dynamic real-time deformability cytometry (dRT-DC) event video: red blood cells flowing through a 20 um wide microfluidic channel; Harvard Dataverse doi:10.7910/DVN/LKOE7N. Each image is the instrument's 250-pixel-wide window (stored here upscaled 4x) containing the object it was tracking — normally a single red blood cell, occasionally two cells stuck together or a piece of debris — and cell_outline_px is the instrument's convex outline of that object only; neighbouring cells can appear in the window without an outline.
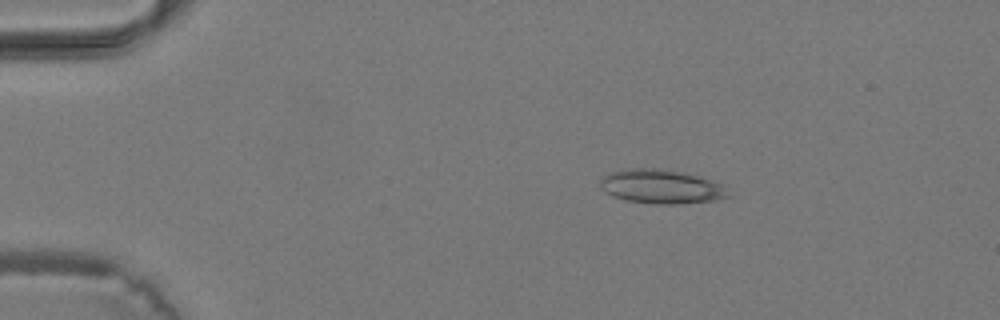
{"species": "common noctule bat (a hibernating species)", "species_latin": "Nyctalus noctula", "temperature_condition": "warm", "stored_images_in_passage": 35, "camera_frame_rate_fps": 3000, "um_per_image_px": 0.085, "animal": {"sex": "male", "body_mass_g": 19.2, "forearm_length_mm": 51.8}, "frame": {"image": 1, "passage_image": 2, "time_ms": 0.333, "image_size_px": [1000, 320], "cell_outline_px": [[732, 196], [716, 200], [676, 204], [656, 204], [624, 200], [612, 196], [604, 192], [600, 188], [600, 180], [604, 176], [612, 172], [632, 168], [652, 168], [676, 172], [696, 176], [720, 184]], "centroid_in_image_um": [56.15, 15.89], "position_along_channel_um": 28.8, "area_um2": 24.97}}
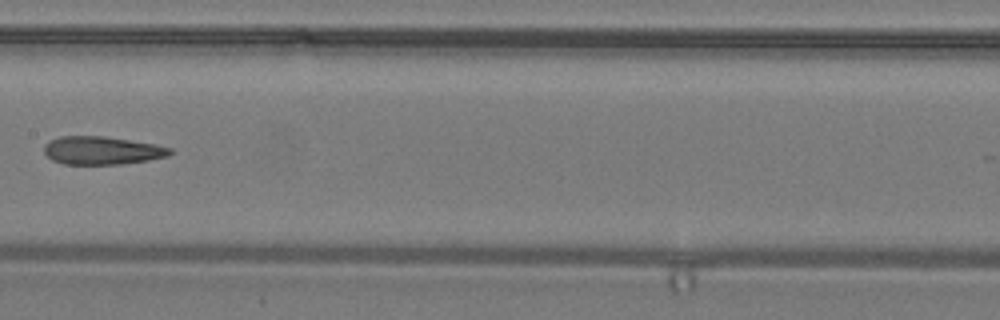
{"frame": {"image": 2, "passage_image": 16, "time_ms": 5.0, "image_size_px": [1000, 320], "cell_outline_px": [[172, 152], [168, 156], [148, 160], [120, 164], [64, 164], [52, 160], [44, 152], [44, 144], [48, 140], [60, 136], [104, 136], [152, 144], [172, 148]], "centroid_in_image_um": [8.62, 12.79], "position_along_channel_um": 198.8, "area_um2": 20.52}}
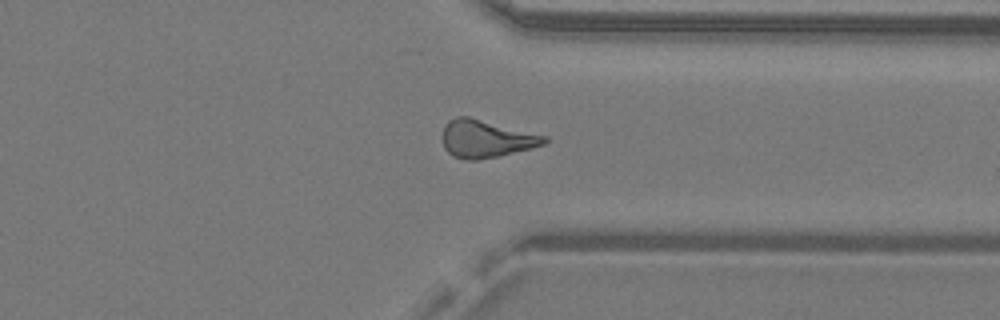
{"frame": {"image": 3, "passage_image": 26, "time_ms": 8.333, "image_size_px": [1000, 320], "cell_outline_px": [[548, 140], [544, 144], [532, 148], [500, 156], [476, 160], [468, 160], [452, 156], [444, 148], [444, 124], [448, 120], [456, 116], [468, 116], [548, 136]], "centroid_in_image_um": [41.33, 11.79], "position_along_channel_um": 370.1, "area_um2": 22.37}}